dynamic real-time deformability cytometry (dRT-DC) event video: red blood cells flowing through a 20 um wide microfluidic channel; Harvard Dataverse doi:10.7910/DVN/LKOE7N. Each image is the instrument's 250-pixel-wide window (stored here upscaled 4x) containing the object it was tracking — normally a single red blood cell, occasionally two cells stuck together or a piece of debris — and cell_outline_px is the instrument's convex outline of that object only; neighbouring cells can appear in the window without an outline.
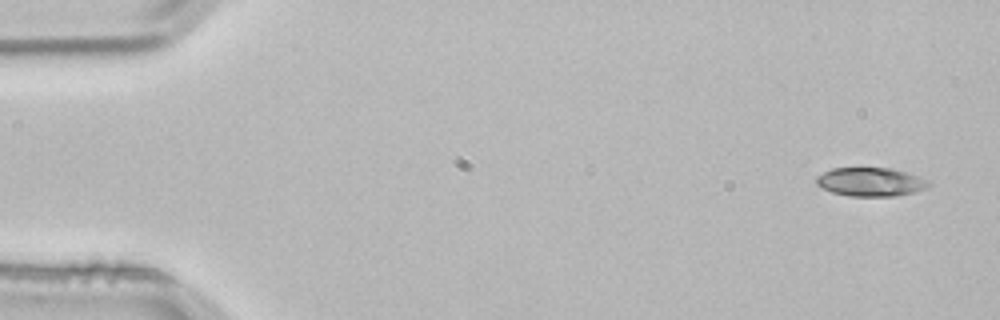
{"species": "common noctule bat (a hibernating species)", "species_latin": "Nyctalus noctula", "temperature_condition": "room temperature", "stored_images_in_passage": 4, "camera_frame_rate_fps": 3000, "um_per_image_px": 0.085, "animal": {"sex": "male", "body_mass_g": 21.5, "forearm_length_mm": 52.0}, "frame": {"image": 1, "passage_image": 1, "time_ms": 0.0, "image_size_px": [1000, 320], "cell_outline_px": [[932, 184], [916, 192], [892, 196], [848, 196], [832, 192], [816, 184], [816, 176], [832, 168], [892, 168], [928, 180]], "centroid_in_image_um": [73.98, 15.46], "position_along_channel_um": 11.0, "area_um2": 18.61}}
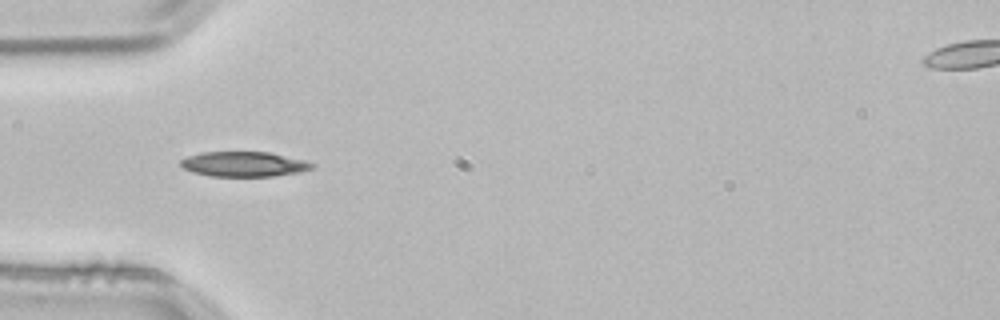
{"frame": {"image": 2, "passage_image": 3, "time_ms": 0.667, "image_size_px": [1000, 320], "cell_outline_px": [[316, 164], [312, 168], [300, 172], [272, 176], [208, 176], [192, 172], [184, 168], [180, 164], [180, 160], [188, 156], [200, 152], [268, 152], [304, 160]], "centroid_in_image_um": [20.71, 13.95], "position_along_channel_um": 64.3, "area_um2": 19.07}}